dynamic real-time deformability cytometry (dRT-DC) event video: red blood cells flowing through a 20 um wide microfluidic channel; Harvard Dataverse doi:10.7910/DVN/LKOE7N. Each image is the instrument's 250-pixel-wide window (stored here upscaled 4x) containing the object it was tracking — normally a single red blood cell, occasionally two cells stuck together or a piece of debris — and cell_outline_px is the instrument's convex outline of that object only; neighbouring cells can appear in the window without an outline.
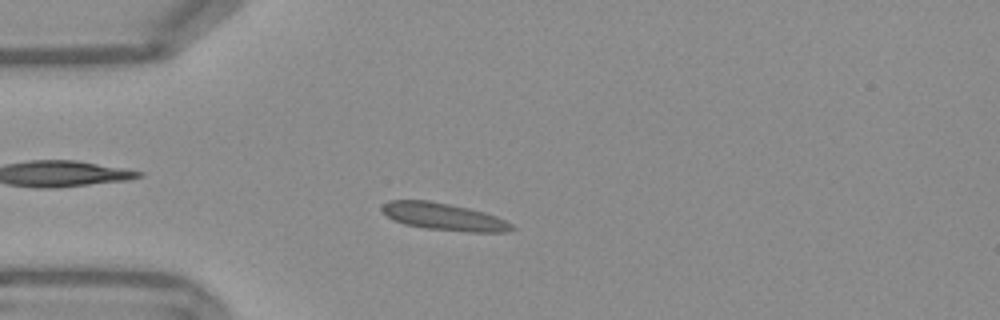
{"species": "Egyptian fruit bat (a non-hibernating species)", "species_latin": "Rousettus aegyptiacus", "temperature_condition": "warm", "stored_images_in_passage": 51, "camera_frame_rate_fps": 3000, "um_per_image_px": 0.085, "frame": {"image": 1, "passage_image": 11, "time_ms": 3.333, "image_size_px": [1000, 320], "cell_outline_px": [[516, 228], [508, 232], [468, 232], [424, 228], [404, 224], [392, 220], [380, 208], [388, 200], [428, 200], [468, 208], [484, 212], [496, 216], [512, 224]], "centroid_in_image_um": [37.72, 18.42], "position_along_channel_um": 47.3, "area_um2": 20.58}}
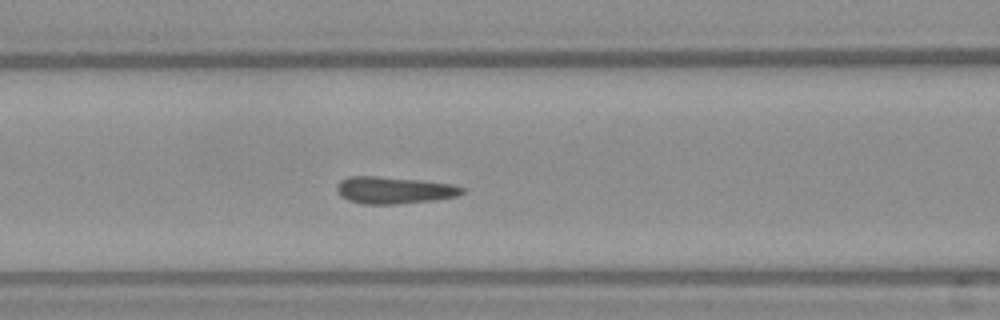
{"frame": {"image": 2, "passage_image": 19, "time_ms": 6.0, "image_size_px": [1000, 320], "cell_outline_px": [[464, 192], [456, 196], [432, 200], [396, 204], [364, 204], [348, 200], [340, 196], [336, 188], [336, 184], [340, 180], [348, 176], [376, 176], [420, 180], [448, 184], [464, 188]], "centroid_in_image_um": [33.41, 16.16], "position_along_channel_um": 133.2, "area_um2": 19.54}}
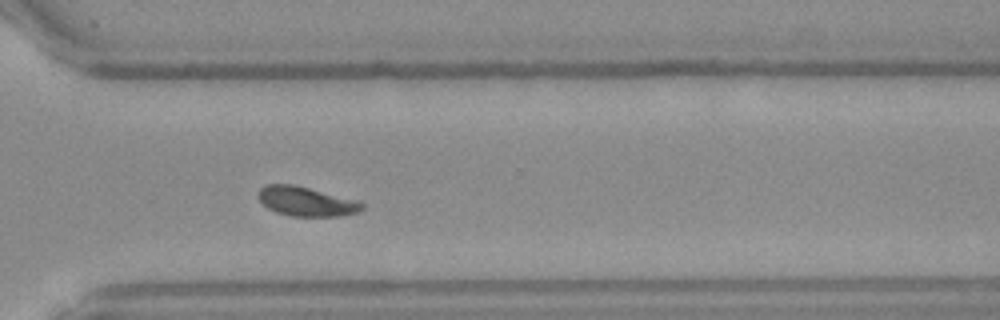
{"frame": {"image": 3, "passage_image": 36, "time_ms": 11.667, "image_size_px": [1000, 320], "cell_outline_px": [[364, 208], [356, 212], [340, 216], [288, 216], [276, 212], [268, 208], [260, 200], [260, 188], [268, 184], [292, 184], [308, 188], [364, 204]], "centroid_in_image_um": [25.96, 17.14], "position_along_channel_um": 344.6, "area_um2": 17.05}, "authors_computed_cell_mechanics": {"area_um2": 19.1318, "velocity_mm_per_s": 3.7371, "shape_relaxation_time_tau1_ms": 8.1217, "shape_relaxation_time_tau2_ms": null, "deformation_change_tau1": 0.1843, "deformation_change_tau2": null}}